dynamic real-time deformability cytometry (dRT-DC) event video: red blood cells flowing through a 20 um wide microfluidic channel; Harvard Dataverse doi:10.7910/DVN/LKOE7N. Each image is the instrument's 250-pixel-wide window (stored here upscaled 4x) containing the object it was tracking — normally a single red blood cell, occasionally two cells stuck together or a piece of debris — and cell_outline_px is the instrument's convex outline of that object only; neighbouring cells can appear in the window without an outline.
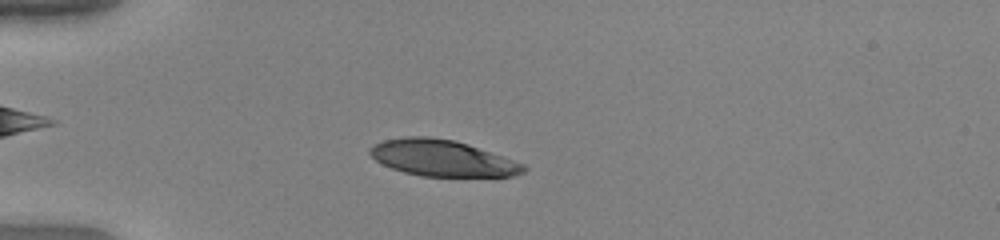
{"species": "human", "species_latin": "Homo sapiens", "temperature_condition": "warm", "stored_images_in_passage": 49, "camera_frame_rate_fps": 3000, "um_per_image_px": 0.085, "donor": {"sex": "female"}, "frame": {"image": 1, "passage_image": 12, "time_ms": 3.667, "image_size_px": [1000, 240], "cell_outline_px": [[528, 168], [524, 172], [512, 176], [420, 176], [404, 172], [392, 168], [376, 160], [368, 152], [368, 148], [384, 140], [404, 136], [428, 136], [452, 140], [468, 144], [524, 164]], "centroid_in_image_um": [37.58, 13.43], "position_along_channel_um": 47.4, "area_um2": 32.19}}
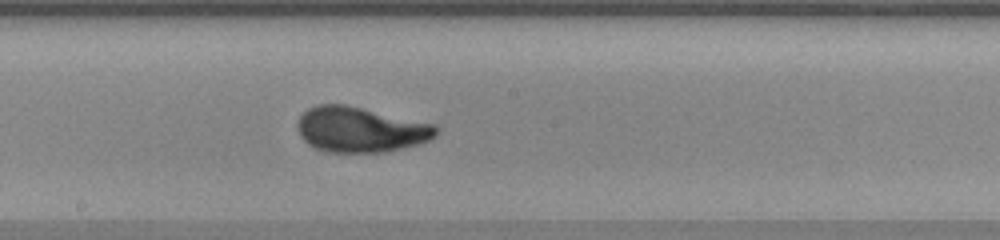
{"frame": {"image": 2, "passage_image": 27, "time_ms": 8.667, "image_size_px": [1000, 240], "cell_outline_px": [[440, 128], [436, 136], [420, 144], [384, 152], [332, 152], [316, 148], [308, 144], [300, 136], [296, 128], [296, 120], [308, 108], [316, 104], [348, 104], [436, 124]], "centroid_in_image_um": [30.65, 10.99], "position_along_channel_um": 217.6, "area_um2": 37.11}}
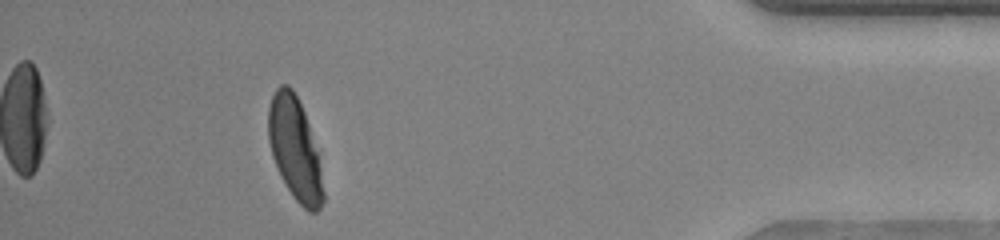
{"frame": {"image": 3, "passage_image": 45, "time_ms": 14.667, "image_size_px": [1000, 240], "cell_outline_px": [[324, 200], [320, 208], [316, 212], [308, 212], [292, 196], [272, 156], [268, 140], [268, 108], [272, 96], [276, 88], [280, 84], [288, 84], [292, 88], [304, 112], [308, 124], [316, 152], [320, 168], [324, 192]], "centroid_in_image_um": [25.04, 12.65], "position_along_channel_um": 410.2, "area_um2": 32.19}, "authors_computed_cell_mechanics": {"area_um2": 34.6222, "velocity_mm_per_s": 3.9579, "shape_relaxation_time_tau1_ms": 3.0627, "shape_relaxation_time_tau2_ms": null, "deformation_change_tau1": 0.2084, "deformation_change_tau2": null}}